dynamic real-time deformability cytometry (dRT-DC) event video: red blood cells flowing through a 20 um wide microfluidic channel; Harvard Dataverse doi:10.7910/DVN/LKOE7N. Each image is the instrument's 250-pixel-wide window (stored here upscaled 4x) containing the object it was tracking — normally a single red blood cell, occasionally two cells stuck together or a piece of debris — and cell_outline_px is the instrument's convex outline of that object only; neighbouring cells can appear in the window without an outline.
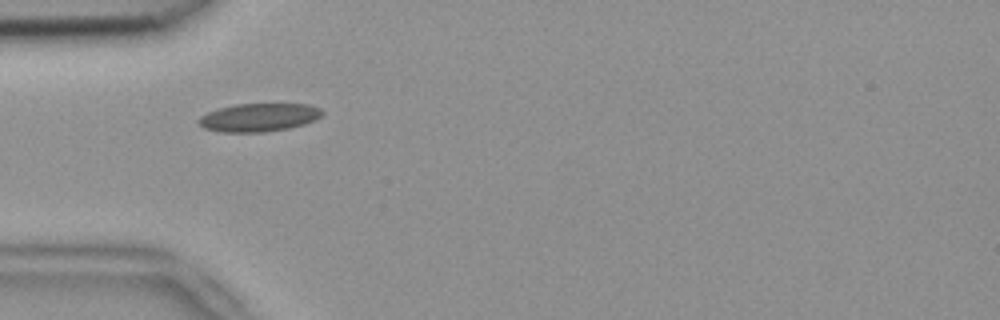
{"species": "common noctule bat (a hibernating species)", "species_latin": "Nyctalus noctula", "temperature_condition": "room temperature", "stored_images_in_passage": 35, "camera_frame_rate_fps": 3000, "um_per_image_px": 0.085, "animal": {"sex": "female", "body_mass_g": 18.4}, "frame": {"image": 1, "passage_image": 2, "time_ms": 0.333, "image_size_px": [1000, 320], "cell_outline_px": [[324, 112], [316, 120], [304, 124], [288, 128], [260, 132], [220, 132], [204, 128], [196, 120], [200, 116], [208, 112], [220, 108], [236, 104], [308, 104], [320, 108]], "centroid_in_image_um": [22.0, 9.98], "position_along_channel_um": 63.0, "area_um2": 20.23}}
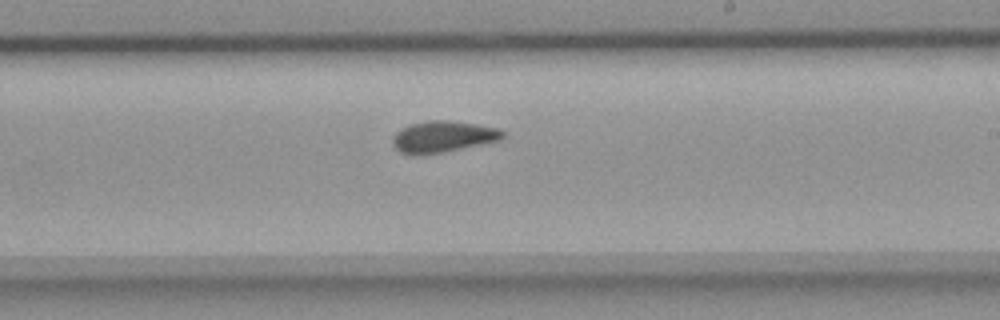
{"frame": {"image": 2, "passage_image": 17, "time_ms": 5.333, "image_size_px": [1000, 320], "cell_outline_px": [[504, 136], [500, 140], [420, 156], [412, 156], [400, 152], [392, 144], [392, 140], [396, 132], [400, 128], [412, 124], [428, 120], [448, 120], [476, 124], [496, 128], [504, 132]], "centroid_in_image_um": [37.59, 11.62], "position_along_channel_um": 251.4, "area_um2": 20.0}}
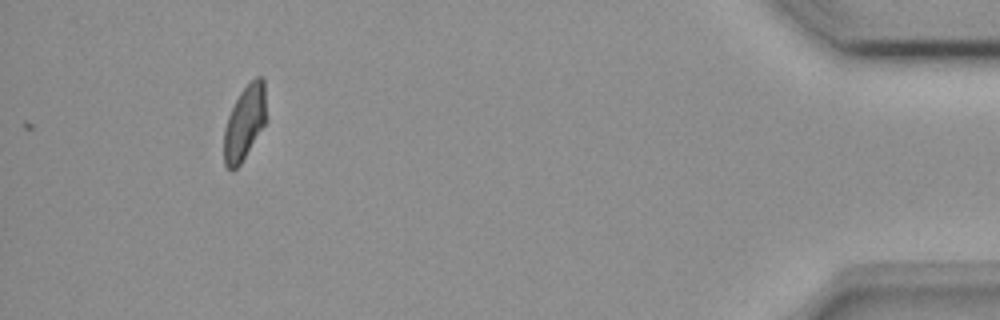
{"frame": {"image": 3, "passage_image": 35, "time_ms": 11.333, "image_size_px": [1000, 320], "cell_outline_px": [[264, 124], [240, 164], [232, 172], [224, 164], [224, 128], [228, 116], [240, 92], [256, 76], [260, 76], [264, 80]], "centroid_in_image_um": [20.74, 10.45], "position_along_channel_um": 414.5, "area_um2": 17.69}, "authors_computed_cell_mechanics": {"area_um2": 19.7676, "velocity_mm_per_s": 3.8039, "shape_relaxation_time_tau1_ms": null, "shape_relaxation_time_tau2_ms": 2.2829, "deformation_change_tau1": null, "deformation_change_tau2": 0.0801}}